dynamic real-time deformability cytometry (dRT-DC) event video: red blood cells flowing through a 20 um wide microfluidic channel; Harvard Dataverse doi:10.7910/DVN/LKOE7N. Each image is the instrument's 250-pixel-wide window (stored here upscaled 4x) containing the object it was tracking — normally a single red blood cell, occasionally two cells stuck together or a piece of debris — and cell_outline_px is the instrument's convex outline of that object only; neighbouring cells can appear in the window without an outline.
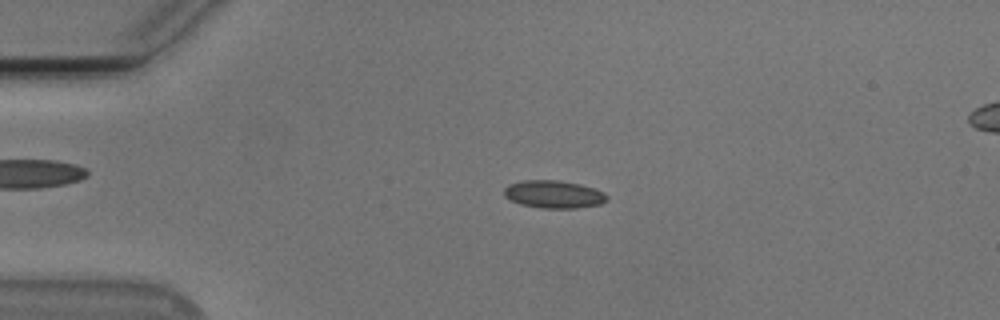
{"species": "Egyptian fruit bat (a non-hibernating species)", "species_latin": "Rousettus aegyptiacus", "temperature_condition": "cold", "stored_images_in_passage": 54, "camera_frame_rate_fps": 3000, "um_per_image_px": 0.085, "animal": {"sex": "male"}, "frame": {"image": 1, "passage_image": 12, "time_ms": 3.667, "image_size_px": [1000, 320], "cell_outline_px": [[608, 200], [600, 204], [576, 208], [540, 208], [520, 204], [504, 196], [504, 188], [508, 184], [524, 180], [556, 180], [580, 184], [604, 192], [608, 196]], "centroid_in_image_um": [47.06, 16.51], "position_along_channel_um": 37.9, "area_um2": 16.59}}
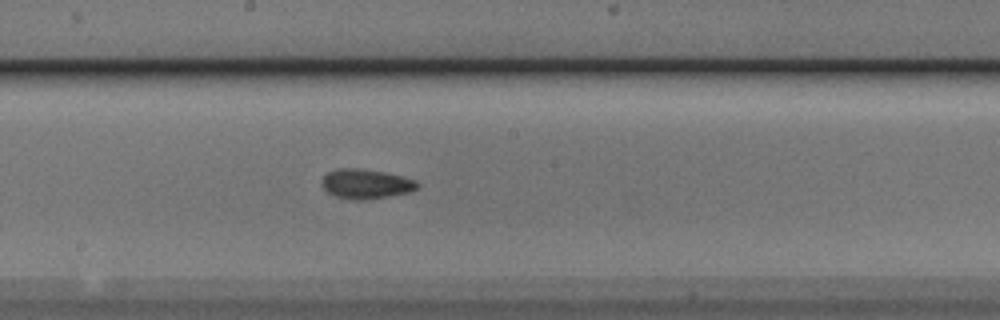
{"frame": {"image": 2, "passage_image": 29, "time_ms": 9.333, "image_size_px": [1000, 320], "cell_outline_px": [[420, 184], [412, 192], [368, 200], [352, 200], [336, 196], [328, 192], [324, 188], [320, 180], [328, 172], [340, 168], [356, 168], [384, 172], [416, 180]], "centroid_in_image_um": [31.11, 15.64], "position_along_channel_um": 217.1, "area_um2": 16.53}}
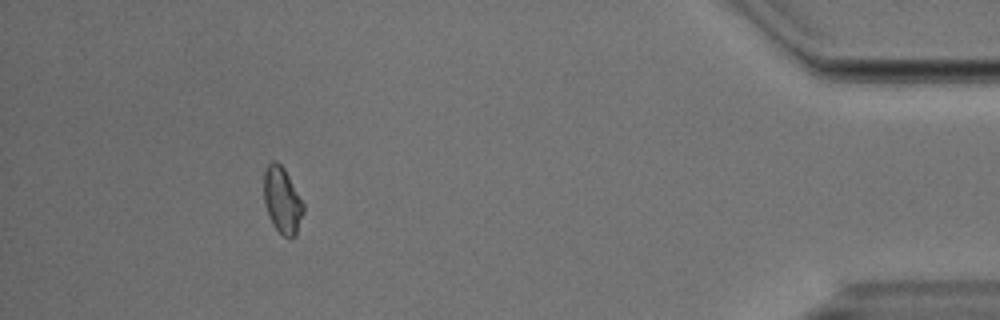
{"frame": {"image": 3, "passage_image": 49, "time_ms": 16.0, "image_size_px": [1000, 320], "cell_outline_px": [[304, 212], [296, 236], [288, 240], [272, 224], [264, 200], [264, 172], [268, 164], [272, 160], [276, 160], [284, 168], [304, 204]], "centroid_in_image_um": [24.0, 17.04], "position_along_channel_um": 411.2, "area_um2": 15.26}, "authors_computed_cell_mechanics": {"area_um2": 15.4326, "velocity_mm_per_s": 3.7886, "shape_relaxation_time_tau1_ms": 4.3002, "shape_relaxation_time_tau2_ms": 4.2388, "deformation_change_tau1": 0.1062, "deformation_change_tau2": 0.0855}}